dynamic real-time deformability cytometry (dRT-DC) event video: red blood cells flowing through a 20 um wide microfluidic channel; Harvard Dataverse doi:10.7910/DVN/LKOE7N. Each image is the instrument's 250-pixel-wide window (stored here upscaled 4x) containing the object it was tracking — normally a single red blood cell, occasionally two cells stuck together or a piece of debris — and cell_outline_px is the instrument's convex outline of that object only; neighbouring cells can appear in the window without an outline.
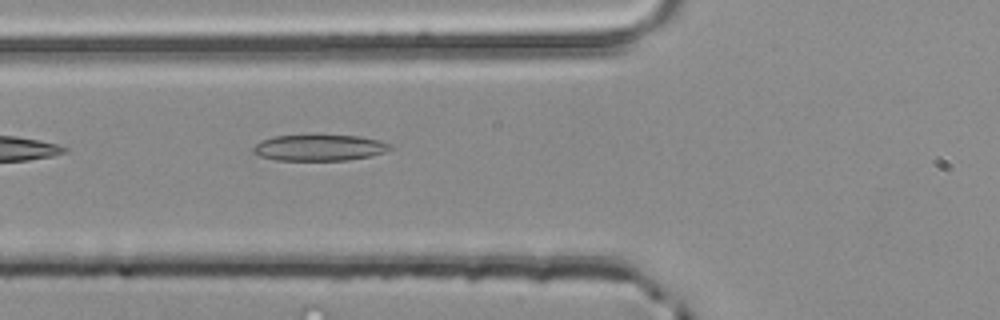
{"species": "common noctule bat (a hibernating species)", "species_latin": "Nyctalus noctula", "temperature_condition": "room temperature", "stored_images_in_passage": 4, "segment_of_instrument_passage": [2, 2], "camera_frame_rate_fps": 3000, "um_per_image_px": 0.085, "animal": {"sex": "male", "body_mass_g": 20.4}, "frame": {"image": 1, "passage_image": 4, "time_ms": 1.0, "image_size_px": [1000, 320], "cell_outline_px": [[392, 148], [384, 152], [372, 156], [348, 160], [276, 160], [260, 156], [252, 152], [252, 148], [260, 140], [276, 136], [360, 136], [380, 140], [392, 144]], "centroid_in_image_um": [27.16, 12.56], "position_along_channel_um": 98.6, "area_um2": 20.75}}